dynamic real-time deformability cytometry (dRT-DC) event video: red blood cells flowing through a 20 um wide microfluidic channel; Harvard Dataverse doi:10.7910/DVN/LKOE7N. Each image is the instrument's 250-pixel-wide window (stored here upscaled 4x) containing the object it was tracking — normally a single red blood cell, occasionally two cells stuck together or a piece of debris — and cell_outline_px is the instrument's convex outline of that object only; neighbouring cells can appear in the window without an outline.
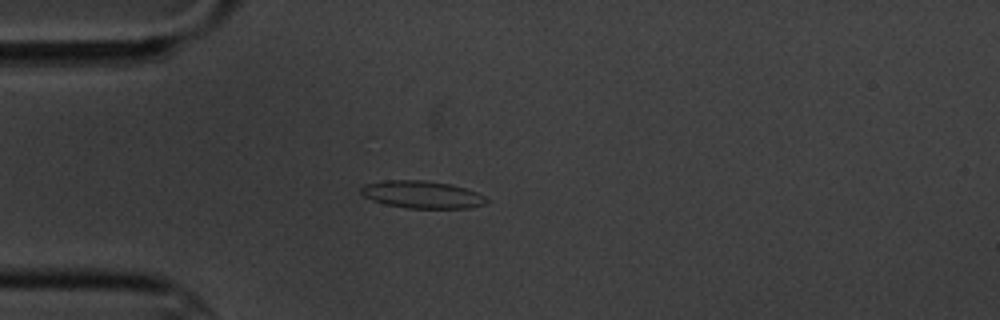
{"species": "common noctule bat (a hibernating species)", "species_latin": "Nyctalus noctula", "temperature_condition": "cold", "stored_images_in_passage": 9, "camera_frame_rate_fps": 3000, "um_per_image_px": 0.085, "animal": {"sex": "male", "body_mass_g": 20.1, "forearm_length_mm": 53.5}, "frame": {"image": 1, "passage_image": 4, "time_ms": 3.667, "image_size_px": [1000, 320], "cell_outline_px": [[488, 204], [468, 208], [408, 208], [388, 204], [372, 200], [364, 196], [360, 192], [360, 188], [364, 184], [384, 180], [424, 180], [452, 184], [476, 192], [484, 196], [488, 200]], "centroid_in_image_um": [35.88, 16.53], "position_along_channel_um": 49.1, "area_um2": 20.06}}
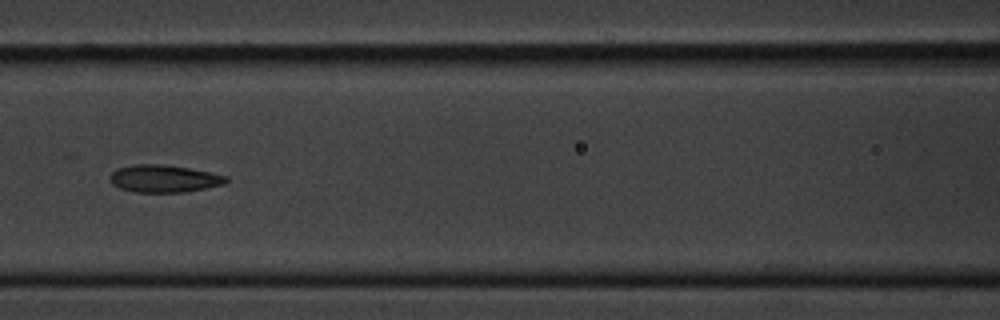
{"frame": {"image": 2, "passage_image": 7, "time_ms": 7.0, "image_size_px": [1000, 320], "cell_outline_px": [[228, 180], [224, 184], [184, 192], [136, 192], [120, 188], [112, 184], [112, 172], [116, 168], [132, 164], [164, 164], [188, 168], [208, 172], [224, 176]], "centroid_in_image_um": [13.9, 15.17], "position_along_channel_um": 152.7, "area_um2": 18.26}}
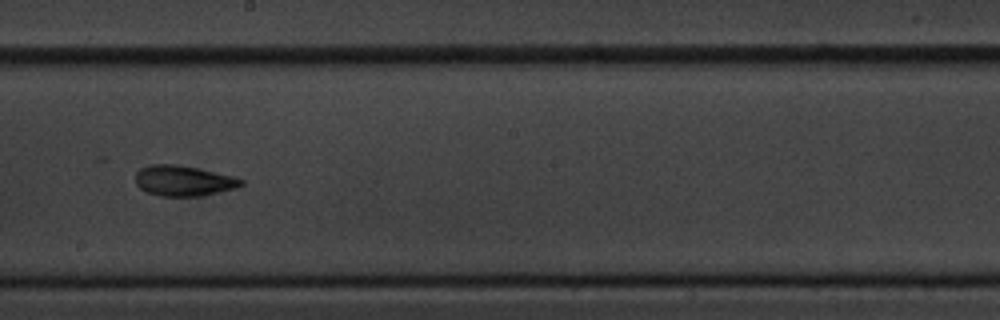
{"frame": {"image": 3, "passage_image": 9, "time_ms": 9.333, "image_size_px": [1000, 320], "cell_outline_px": [[244, 184], [236, 188], [220, 192], [200, 196], [160, 196], [148, 192], [140, 188], [136, 184], [136, 172], [140, 168], [148, 164], [172, 164], [196, 168], [232, 176], [244, 180]], "centroid_in_image_um": [15.58, 15.37], "position_along_channel_um": 232.6, "area_um2": 18.67}}